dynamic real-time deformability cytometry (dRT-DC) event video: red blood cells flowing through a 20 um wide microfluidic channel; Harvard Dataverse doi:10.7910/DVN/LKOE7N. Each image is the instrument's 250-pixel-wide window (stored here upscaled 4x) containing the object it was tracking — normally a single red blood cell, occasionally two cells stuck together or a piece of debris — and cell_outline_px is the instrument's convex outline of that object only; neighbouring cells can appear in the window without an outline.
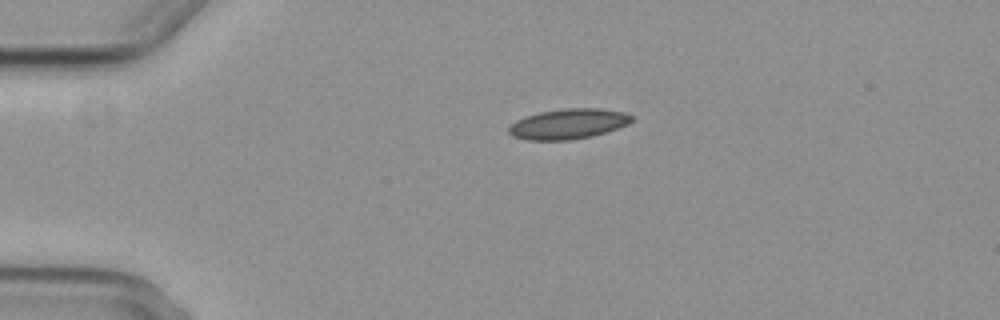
{"species": "common noctule bat (a hibernating species)", "species_latin": "Nyctalus noctula", "temperature_condition": "cold", "stored_images_in_passage": 5, "camera_frame_rate_fps": 3000, "um_per_image_px": 0.085, "animal": {"sex": "female", "body_mass_g": 29.2, "forearm_length_mm": 56.3}, "frame": {"image": 1, "passage_image": 1, "time_ms": 0.0, "image_size_px": [1000, 320], "cell_outline_px": [[632, 120], [628, 124], [592, 136], [572, 140], [528, 140], [512, 136], [508, 132], [508, 128], [516, 120], [524, 116], [540, 112], [564, 108], [600, 108], [624, 112], [632, 116]], "centroid_in_image_um": [48.27, 10.53], "position_along_channel_um": 36.7, "area_um2": 21.62}}
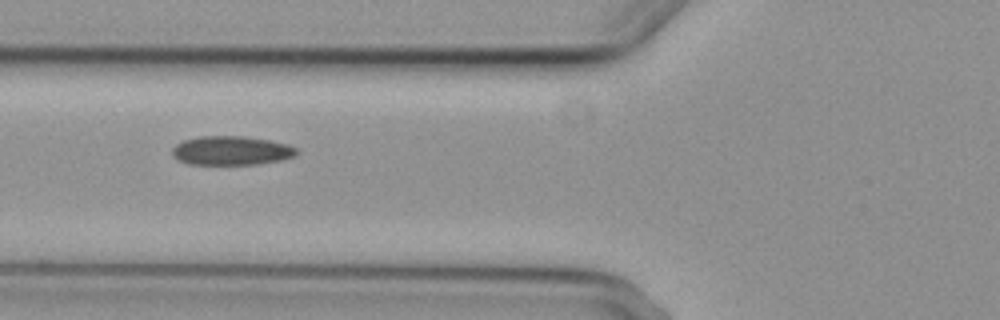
{"frame": {"image": 2, "passage_image": 3, "time_ms": 3.0, "image_size_px": [1000, 320], "cell_outline_px": [[296, 156], [280, 160], [256, 164], [188, 164], [172, 156], [172, 148], [176, 144], [184, 140], [200, 136], [244, 136], [268, 140], [288, 144], [296, 148]], "centroid_in_image_um": [19.65, 12.8], "position_along_channel_um": 106.2, "area_um2": 20.92}}
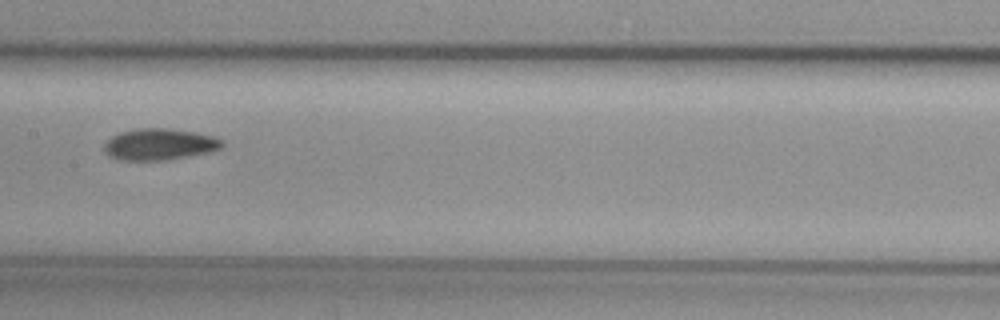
{"frame": {"image": 3, "passage_image": 5, "time_ms": 5.333, "image_size_px": [1000, 320], "cell_outline_px": [[224, 144], [220, 148], [208, 152], [160, 160], [124, 160], [108, 156], [104, 148], [104, 144], [112, 136], [120, 132], [136, 128], [168, 128], [196, 132], [212, 136], [224, 140]], "centroid_in_image_um": [13.54, 12.25], "position_along_channel_um": 193.9, "area_um2": 21.39}}